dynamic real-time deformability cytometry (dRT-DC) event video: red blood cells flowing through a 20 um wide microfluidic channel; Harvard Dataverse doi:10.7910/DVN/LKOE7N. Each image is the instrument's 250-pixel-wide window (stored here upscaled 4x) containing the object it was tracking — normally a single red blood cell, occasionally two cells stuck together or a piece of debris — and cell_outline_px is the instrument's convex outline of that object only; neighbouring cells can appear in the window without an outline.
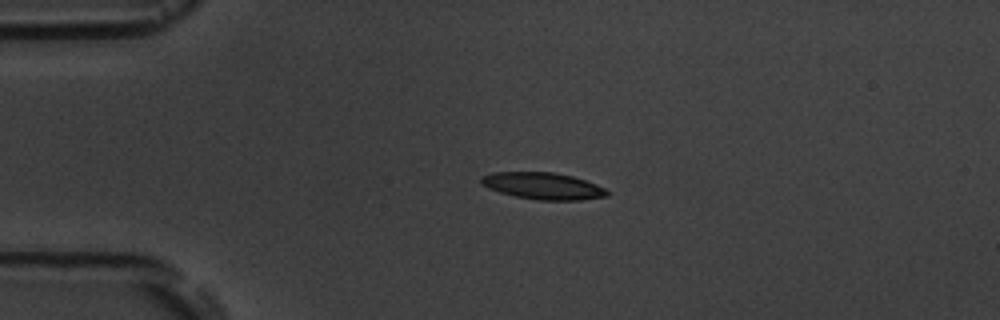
{"species": "common noctule bat (a hibernating species)", "species_latin": "Nyctalus noctula", "temperature_condition": "room temperature", "stored_images_in_passage": 4, "camera_frame_rate_fps": 3000, "um_per_image_px": 0.085, "animal": {"sex": "male", "body_mass_g": 19.5, "forearm_length_mm": 54.6}, "frame": {"image": 1, "passage_image": 3, "time_ms": 3.333, "image_size_px": [1000, 320], "cell_outline_px": [[608, 196], [580, 200], [540, 200], [516, 196], [500, 192], [488, 188], [480, 184], [480, 176], [492, 172], [552, 172], [572, 176], [596, 184], [604, 188], [608, 192]], "centroid_in_image_um": [46.11, 15.8], "position_along_channel_um": 38.9, "area_um2": 19.59}}